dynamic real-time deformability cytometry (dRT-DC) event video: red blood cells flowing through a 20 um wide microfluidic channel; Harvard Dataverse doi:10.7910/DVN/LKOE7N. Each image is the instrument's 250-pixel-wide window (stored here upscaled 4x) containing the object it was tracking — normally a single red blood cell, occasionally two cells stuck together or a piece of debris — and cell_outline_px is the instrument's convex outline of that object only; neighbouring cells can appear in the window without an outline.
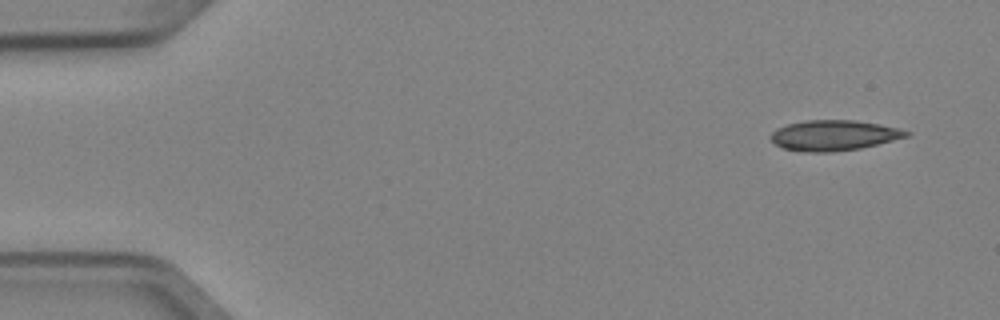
{"species": "Egyptian fruit bat (a non-hibernating species)", "species_latin": "Rousettus aegyptiacus", "temperature_condition": "cold", "stored_images_in_passage": 4, "camera_frame_rate_fps": 3000, "um_per_image_px": 0.085, "animal": {"sex": "female"}, "frame": {"image": 1, "passage_image": 1, "time_ms": 0.0, "image_size_px": [1000, 320], "cell_outline_px": [[912, 132], [908, 136], [860, 148], [828, 152], [800, 152], [784, 148], [776, 144], [768, 136], [776, 128], [788, 124], [804, 120], [856, 120], [880, 124], [900, 128]], "centroid_in_image_um": [70.86, 11.49], "position_along_channel_um": 14.1, "area_um2": 24.04}}